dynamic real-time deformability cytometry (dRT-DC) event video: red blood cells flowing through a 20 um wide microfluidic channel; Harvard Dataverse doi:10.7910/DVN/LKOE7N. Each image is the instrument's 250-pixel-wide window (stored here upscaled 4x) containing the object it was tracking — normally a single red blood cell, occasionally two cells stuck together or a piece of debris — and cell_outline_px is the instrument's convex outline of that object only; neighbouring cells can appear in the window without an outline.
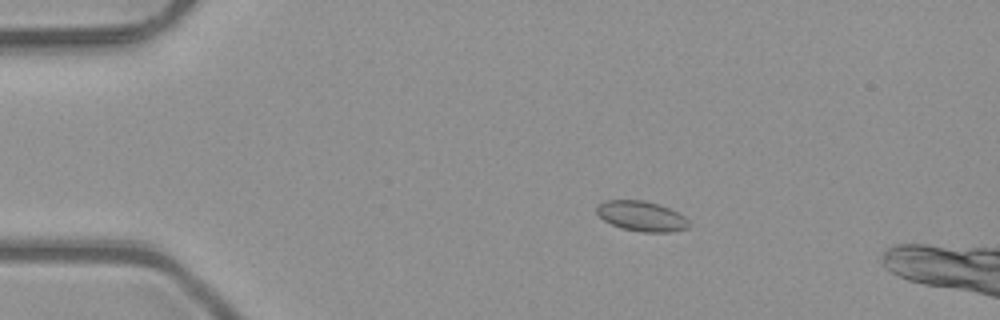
{"species": "common noctule bat (a hibernating species)", "species_latin": "Nyctalus noctula", "temperature_condition": "room temperature", "stored_images_in_passage": 13, "camera_frame_rate_fps": 3000, "um_per_image_px": 0.085, "animal": {"sex": "male", "body_mass_g": 23.1, "forearm_length_mm": 52.7}, "frame": {"image": 1, "passage_image": 6, "time_ms": 1.667, "image_size_px": [1000, 320], "cell_outline_px": [[692, 224], [688, 228], [672, 232], [644, 232], [620, 228], [604, 220], [596, 212], [596, 204], [604, 200], [644, 200], [660, 204], [684, 216]], "centroid_in_image_um": [54.53, 18.37], "position_along_channel_um": 30.5, "area_um2": 16.36}}